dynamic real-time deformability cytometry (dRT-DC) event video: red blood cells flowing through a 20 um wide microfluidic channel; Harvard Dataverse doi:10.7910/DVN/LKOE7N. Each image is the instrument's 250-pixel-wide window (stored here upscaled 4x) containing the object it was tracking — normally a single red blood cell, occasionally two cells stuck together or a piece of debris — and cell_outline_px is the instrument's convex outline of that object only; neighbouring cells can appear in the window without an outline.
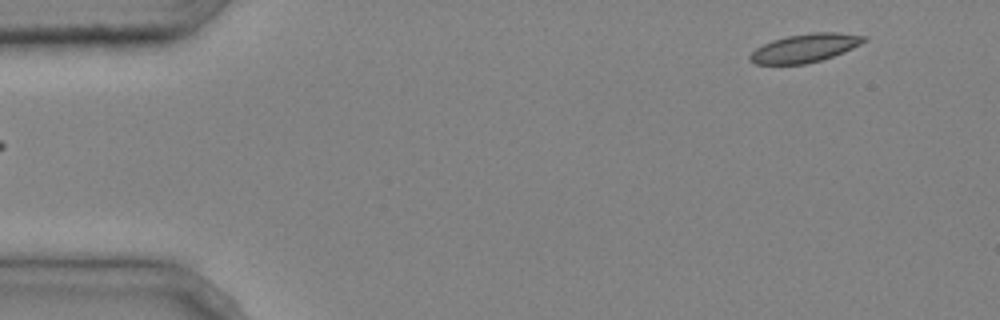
{"species": "common noctule bat (a hibernating species)", "species_latin": "Nyctalus noctula", "temperature_condition": "cold", "stored_images_in_passage": 4, "camera_frame_rate_fps": 3000, "um_per_image_px": 0.085, "animal": {"sex": "male", "body_mass_g": 20.4}, "frame": {"image": 1, "passage_image": 4, "time_ms": 1.0, "image_size_px": [1000, 320], "cell_outline_px": [[868, 40], [852, 48], [832, 56], [820, 60], [804, 64], [756, 64], [748, 60], [748, 56], [756, 48], [772, 40], [788, 36], [812, 32], [836, 32], [868, 36]], "centroid_in_image_um": [68.42, 4.07], "position_along_channel_um": 16.6, "area_um2": 18.79}}